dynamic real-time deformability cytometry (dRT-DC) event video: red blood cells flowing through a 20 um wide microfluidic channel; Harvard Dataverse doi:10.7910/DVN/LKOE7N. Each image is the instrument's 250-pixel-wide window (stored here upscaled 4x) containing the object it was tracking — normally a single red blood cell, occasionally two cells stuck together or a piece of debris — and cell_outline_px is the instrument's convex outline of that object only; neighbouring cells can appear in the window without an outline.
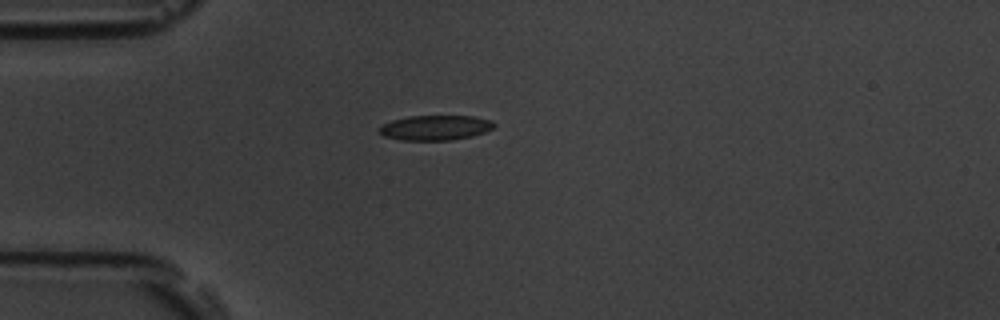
{"species": "common noctule bat (a hibernating species)", "species_latin": "Nyctalus noctula", "temperature_condition": "room temperature", "stored_images_in_passage": 42, "camera_frame_rate_fps": 3000, "um_per_image_px": 0.085, "animal": {"sex": "male", "body_mass_g": 19.5, "forearm_length_mm": 54.6}, "frame": {"image": 1, "passage_image": 1, "time_ms": 0.0, "image_size_px": [1000, 320], "cell_outline_px": [[496, 124], [492, 128], [484, 132], [472, 136], [452, 140], [400, 140], [384, 136], [380, 132], [380, 128], [384, 124], [392, 120], [408, 116], [472, 116], [492, 120]], "centroid_in_image_um": [37.02, 10.85], "position_along_channel_um": 48.0, "area_um2": 16.59}}
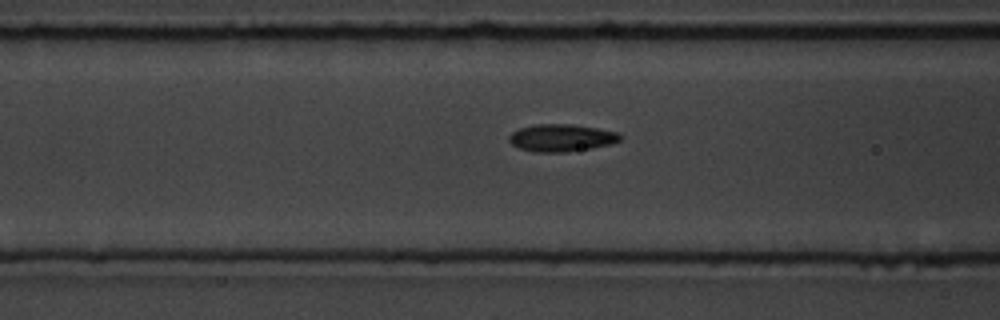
{"frame": {"image": 2, "passage_image": 8, "time_ms": 2.333, "image_size_px": [1000, 320], "cell_outline_px": [[620, 140], [612, 144], [564, 152], [536, 152], [520, 148], [512, 144], [508, 140], [508, 136], [512, 132], [520, 128], [536, 124], [572, 124], [596, 128], [616, 132], [620, 136]], "centroid_in_image_um": [47.68, 11.71], "position_along_channel_um": 118.9, "area_um2": 17.46}}
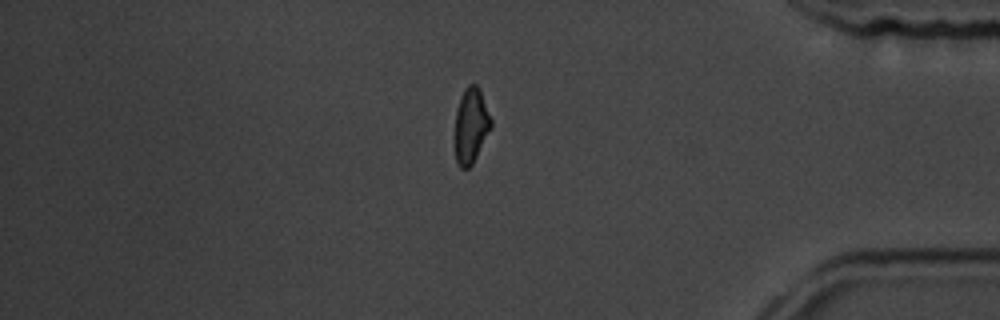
{"frame": {"image": 3, "passage_image": 33, "time_ms": 10.667, "image_size_px": [1000, 320], "cell_outline_px": [[492, 128], [472, 164], [468, 168], [460, 168], [456, 160], [452, 140], [456, 108], [460, 96], [464, 88], [468, 84], [476, 84], [480, 88], [492, 120]], "centroid_in_image_um": [39.99, 10.67], "position_along_channel_um": 395.2, "area_um2": 16.65}, "authors_computed_cell_mechanics": {"area_um2": 16.6175, "velocity_mm_per_s": 3.6701, "shape_relaxation_time_tau1_ms": 6.643, "shape_relaxation_time_tau2_ms": 2.3462, "deformation_change_tau1": 0.1518, "deformation_change_tau2": 0.0943}}